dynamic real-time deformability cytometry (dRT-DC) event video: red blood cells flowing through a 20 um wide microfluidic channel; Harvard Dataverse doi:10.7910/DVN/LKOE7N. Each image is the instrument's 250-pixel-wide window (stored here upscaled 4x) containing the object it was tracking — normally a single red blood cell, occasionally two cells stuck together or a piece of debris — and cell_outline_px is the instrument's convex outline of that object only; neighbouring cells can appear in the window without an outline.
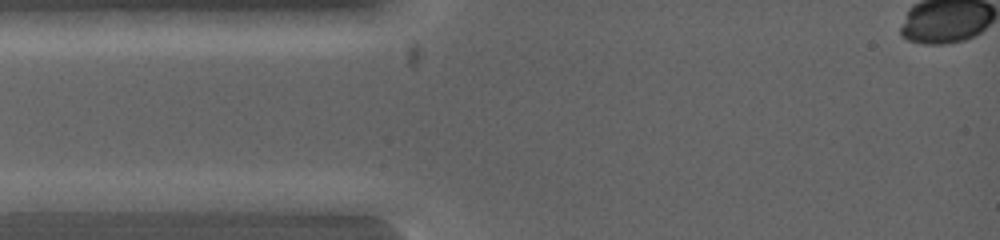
{"species": "common noctule bat (a hibernating species)", "species_latin": "Nyctalus noctula", "temperature_condition": "warm", "stored_images_in_passage": 2, "camera_frame_rate_fps": 5000, "um_per_image_px": 0.085, "animal": {"sex": "female", "body_mass_g": 19.0, "forearm_length_mm": 53.3}, "frame": {"image": 1, "passage_image": 1, "time_ms": 0.0, "image_size_px": [1000, 240], "cell_outline_px": [[124, 200], [116, 212], [16, 212], [12, 200], [40, 192], [100, 192]], "centroid_in_image_um": [5.75, 17.22], "position_along_channel_um": 79.2, "area_um2": 14.16}}